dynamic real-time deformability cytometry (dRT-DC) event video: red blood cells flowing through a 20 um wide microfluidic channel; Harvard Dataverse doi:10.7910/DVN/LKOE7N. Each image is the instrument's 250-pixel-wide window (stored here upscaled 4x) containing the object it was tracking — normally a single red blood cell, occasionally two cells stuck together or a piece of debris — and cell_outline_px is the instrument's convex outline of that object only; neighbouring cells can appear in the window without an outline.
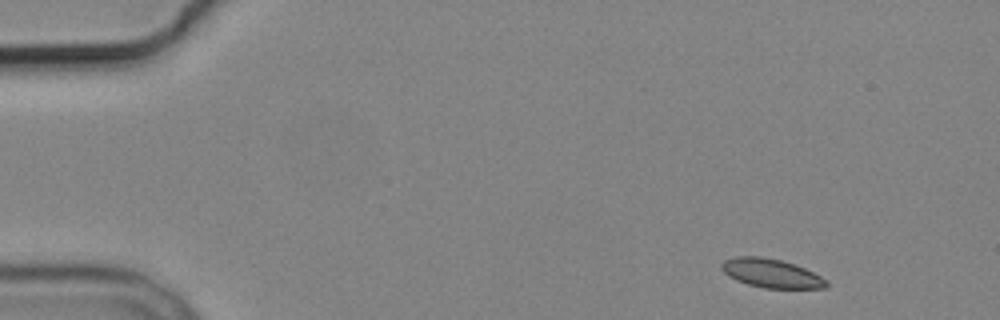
{"species": "common noctule bat (a hibernating species)", "species_latin": "Nyctalus noctula", "temperature_condition": "cold", "stored_images_in_passage": 4, "camera_frame_rate_fps": 3000, "um_per_image_px": 0.085, "animal": {"sex": "male", "body_mass_g": 19.2, "forearm_length_mm": 51.8}, "frame": {"image": 1, "passage_image": 1, "time_ms": 0.0, "image_size_px": [1000, 320], "cell_outline_px": [[828, 284], [824, 288], [764, 288], [748, 284], [736, 280], [728, 276], [720, 268], [720, 264], [724, 260], [736, 256], [760, 256], [780, 260], [804, 268], [828, 280]], "centroid_in_image_um": [65.52, 23.22], "position_along_channel_um": 19.5, "area_um2": 17.51}}
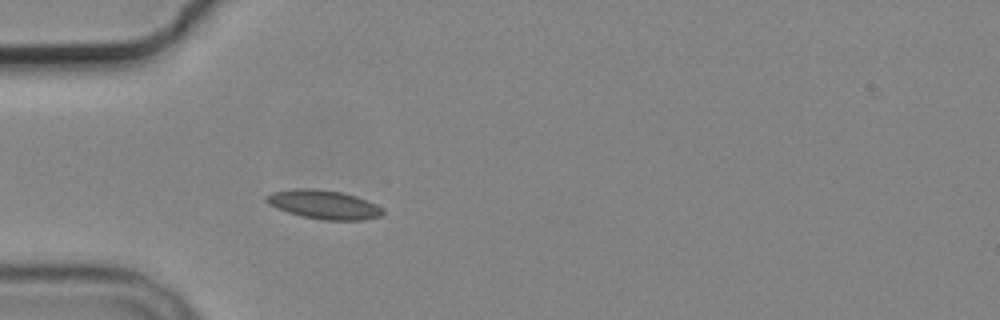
{"frame": {"image": 2, "passage_image": 4, "time_ms": 3.667, "image_size_px": [1000, 320], "cell_outline_px": [[384, 212], [380, 216], [364, 220], [324, 220], [300, 216], [276, 208], [268, 204], [264, 200], [264, 196], [272, 192], [296, 188], [312, 188], [340, 192], [356, 196], [376, 204]], "centroid_in_image_um": [27.47, 17.39], "position_along_channel_um": 57.5, "area_um2": 19.59}}